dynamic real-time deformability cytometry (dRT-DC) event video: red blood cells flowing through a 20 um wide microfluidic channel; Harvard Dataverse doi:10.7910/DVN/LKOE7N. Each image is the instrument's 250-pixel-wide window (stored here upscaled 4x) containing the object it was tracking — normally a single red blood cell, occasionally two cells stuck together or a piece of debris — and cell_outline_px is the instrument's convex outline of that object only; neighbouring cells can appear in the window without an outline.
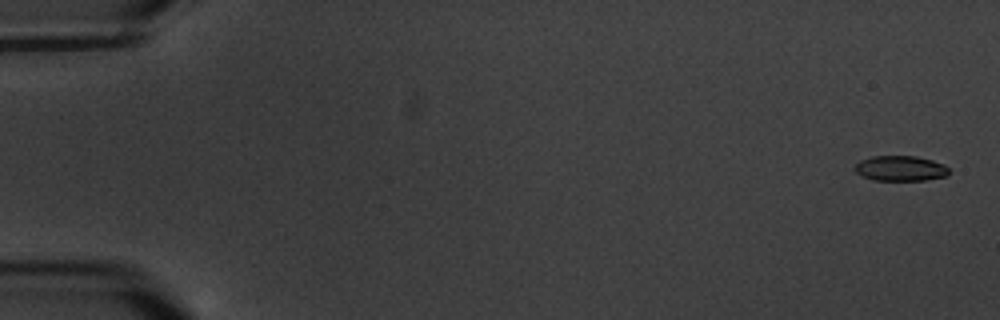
{"species": "common noctule bat (a hibernating species)", "species_latin": "Nyctalus noctula", "temperature_condition": "warm", "stored_images_in_passage": 6, "camera_frame_rate_fps": 3000, "um_per_image_px": 0.085, "animal": {"sex": "male", "body_mass_g": 20.1, "forearm_length_mm": 53.5}, "frame": {"image": 1, "passage_image": 1, "time_ms": 0.0, "image_size_px": [1000, 320], "cell_outline_px": [[948, 176], [924, 180], [872, 180], [860, 176], [856, 172], [856, 164], [860, 160], [872, 156], [916, 156], [932, 160], [944, 164], [948, 168]], "centroid_in_image_um": [76.53, 14.31], "position_along_channel_um": 8.5, "area_um2": 13.87}}